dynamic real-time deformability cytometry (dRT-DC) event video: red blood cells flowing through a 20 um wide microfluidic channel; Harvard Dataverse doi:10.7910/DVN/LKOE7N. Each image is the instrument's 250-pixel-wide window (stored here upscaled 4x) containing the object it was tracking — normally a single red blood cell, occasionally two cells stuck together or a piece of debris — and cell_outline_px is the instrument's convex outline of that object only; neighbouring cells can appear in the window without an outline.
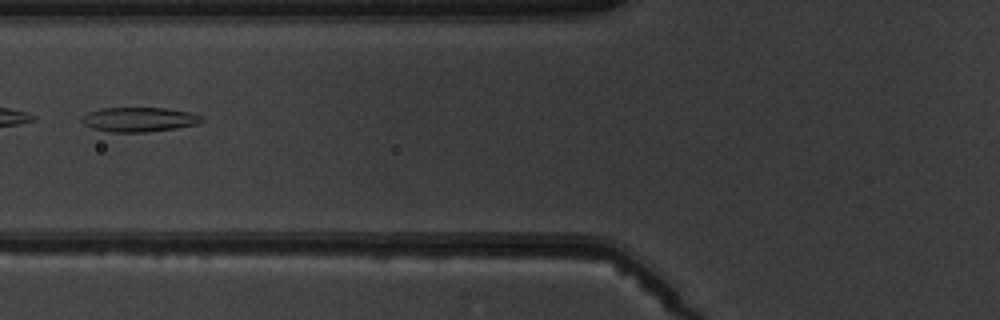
{"species": "common noctule bat (a hibernating species)", "species_latin": "Nyctalus noctula", "temperature_condition": "warm", "stored_images_in_passage": 9, "camera_frame_rate_fps": 3000, "um_per_image_px": 0.085, "animal": {"sex": "male", "body_mass_g": 19.5, "forearm_length_mm": 54.6}, "frame": {"image": 1, "passage_image": 8, "time_ms": 9.0, "image_size_px": [1000, 320], "cell_outline_px": [[204, 120], [196, 124], [176, 128], [148, 132], [108, 132], [92, 128], [84, 124], [80, 120], [88, 112], [104, 108], [168, 108], [188, 112], [200, 116]], "centroid_in_image_um": [11.8, 10.16], "position_along_channel_um": 114.0, "area_um2": 16.99}}
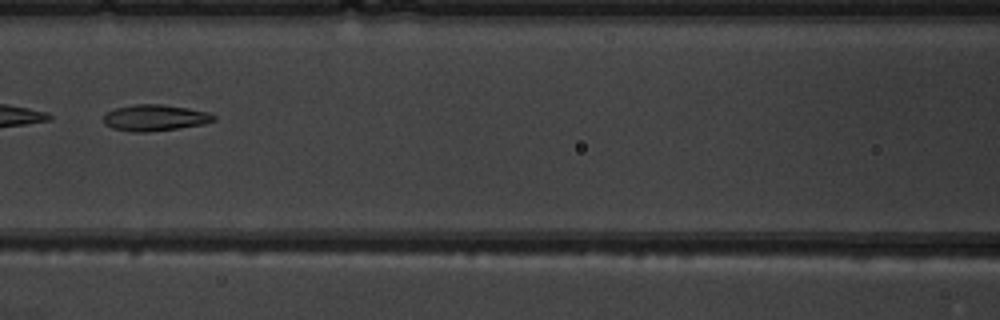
{"frame": {"image": 2, "passage_image": 9, "time_ms": 10.0, "image_size_px": [1000, 320], "cell_outline_px": [[216, 120], [204, 124], [148, 132], [132, 132], [112, 128], [104, 124], [104, 112], [116, 108], [132, 104], [160, 104], [188, 108], [208, 112], [216, 116]], "centroid_in_image_um": [13.14, 10.0], "position_along_channel_um": 153.5, "area_um2": 16.94}}